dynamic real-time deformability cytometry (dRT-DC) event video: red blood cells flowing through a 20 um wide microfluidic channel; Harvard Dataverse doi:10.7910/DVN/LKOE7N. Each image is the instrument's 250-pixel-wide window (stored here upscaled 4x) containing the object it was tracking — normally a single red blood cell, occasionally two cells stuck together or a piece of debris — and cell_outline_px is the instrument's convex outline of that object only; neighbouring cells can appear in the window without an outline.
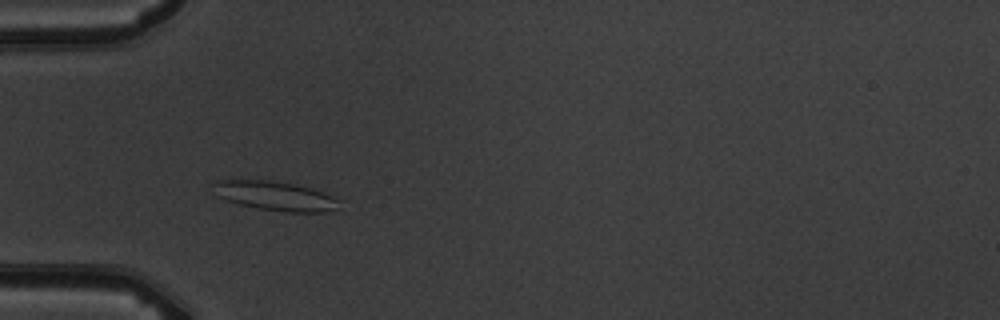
{"species": "common noctule bat (a hibernating species)", "species_latin": "Nyctalus noctula", "temperature_condition": "warm", "stored_images_in_passage": 13, "camera_frame_rate_fps": 3000, "um_per_image_px": 0.085, "animal": {"sex": "male", "body_mass_g": 19.5, "forearm_length_mm": 54.6}, "frame": {"image": 1, "passage_image": 3, "time_ms": 2.0, "image_size_px": [1000, 320], "cell_outline_px": [[344, 200], [336, 208], [324, 212], [284, 212], [260, 208], [240, 204], [216, 196], [212, 184], [216, 180], [268, 180], [296, 184], [312, 188]], "centroid_in_image_um": [23.43, 16.64], "position_along_channel_um": 61.6, "area_um2": 21.56}}
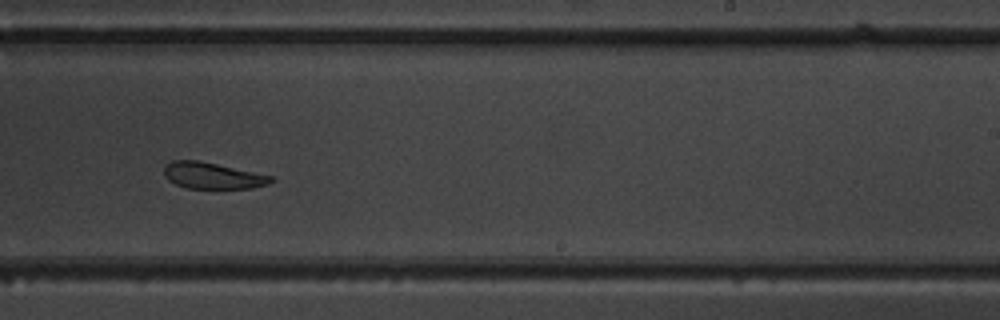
{"frame": {"image": 2, "passage_image": 8, "time_ms": 7.667, "image_size_px": [1000, 320], "cell_outline_px": [[276, 180], [268, 184], [252, 188], [184, 188], [168, 180], [164, 176], [164, 168], [172, 160], [200, 160], [272, 176]], "centroid_in_image_um": [18.06, 14.93], "position_along_channel_um": 270.9, "area_um2": 16.42}}
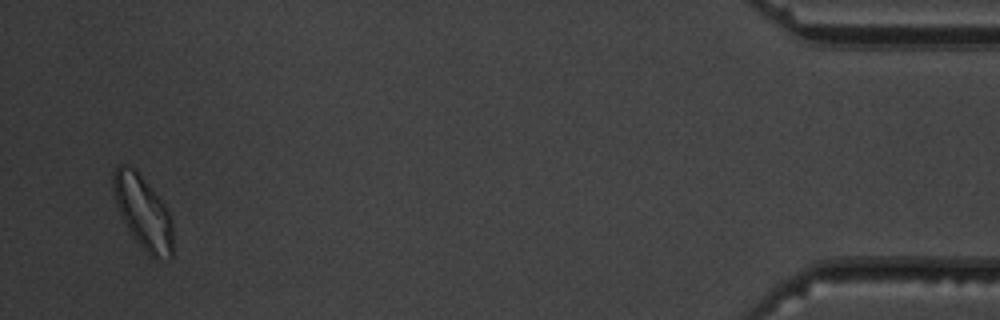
{"frame": {"image": 3, "passage_image": 13, "time_ms": 13.667, "image_size_px": [1000, 320], "cell_outline_px": [[172, 256], [168, 260], [156, 260], [136, 240], [120, 216], [116, 204], [112, 188], [112, 172], [116, 164], [132, 164], [136, 168], [164, 204], [172, 220]], "centroid_in_image_um": [12.13, 17.98], "position_along_channel_um": 423.1, "area_um2": 25.72}, "authors_computed_cell_mechanics": {"area_um2": 18.6694, "velocity_mm_per_s": 3.7773, "shape_relaxation_time_tau1_ms": 4.1356, "shape_relaxation_time_tau2_ms": null, "deformation_change_tau1": 0.1035, "deformation_change_tau2": null}}